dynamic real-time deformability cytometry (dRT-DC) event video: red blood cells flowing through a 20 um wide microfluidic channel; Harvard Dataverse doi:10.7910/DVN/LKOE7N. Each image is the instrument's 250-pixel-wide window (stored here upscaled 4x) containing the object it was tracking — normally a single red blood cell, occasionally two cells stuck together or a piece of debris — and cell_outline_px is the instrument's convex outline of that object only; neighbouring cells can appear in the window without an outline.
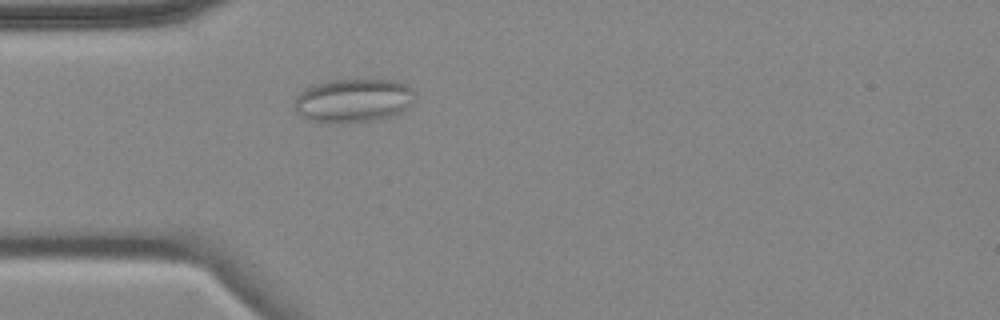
{"species": "common noctule bat (a hibernating species)", "species_latin": "Nyctalus noctula", "temperature_condition": "cold", "stored_images_in_passage": 3, "camera_frame_rate_fps": 3000, "um_per_image_px": 0.085, "animal": {"sex": "female", "body_mass_g": 18.4}, "frame": {"image": 1, "passage_image": 3, "time_ms": 3.333, "image_size_px": [1000, 320], "cell_outline_px": [[416, 100], [408, 108], [400, 112], [388, 116], [372, 120], [332, 124], [308, 120], [296, 112], [296, 96], [300, 92], [316, 84], [328, 80], [392, 80], [404, 84], [412, 88], [416, 92]], "centroid_in_image_um": [30.06, 8.55], "position_along_channel_um": 54.9, "area_um2": 30.69}}